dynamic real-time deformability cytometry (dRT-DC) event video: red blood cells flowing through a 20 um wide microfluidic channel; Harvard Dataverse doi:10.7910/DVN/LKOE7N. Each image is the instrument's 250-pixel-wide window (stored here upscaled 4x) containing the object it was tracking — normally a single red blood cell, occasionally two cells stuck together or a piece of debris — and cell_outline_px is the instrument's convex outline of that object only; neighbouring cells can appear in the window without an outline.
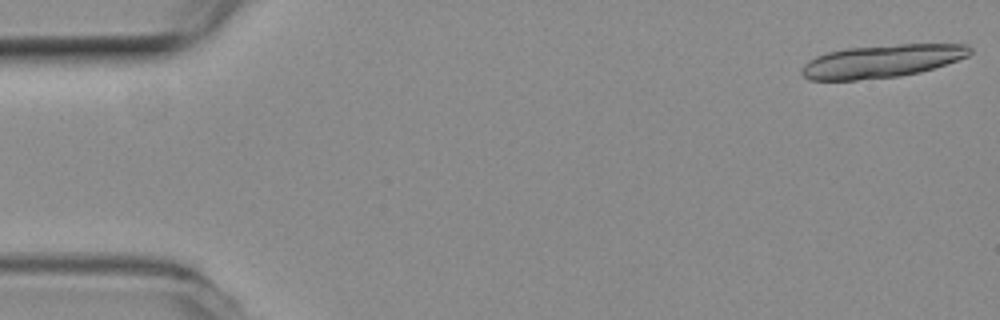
{"species": "common noctule bat (a hibernating species)", "species_latin": "Nyctalus noctula", "temperature_condition": "room temperature", "stored_images_in_passage": 7, "camera_frame_rate_fps": 3000, "um_per_image_px": 0.085, "animal": {"sex": "female", "body_mass_g": 19.3, "forearm_length_mm": 54.1}, "frame": {"image": 1, "passage_image": 1, "time_ms": 0.0, "image_size_px": [1000, 320], "cell_outline_px": [[972, 52], [968, 56], [920, 72], [900, 76], [856, 80], [808, 80], [800, 72], [804, 64], [808, 60], [816, 56], [828, 52], [848, 48], [900, 44], [968, 44], [972, 48]], "centroid_in_image_um": [74.94, 5.2], "position_along_channel_um": 10.1, "area_um2": 32.14}}
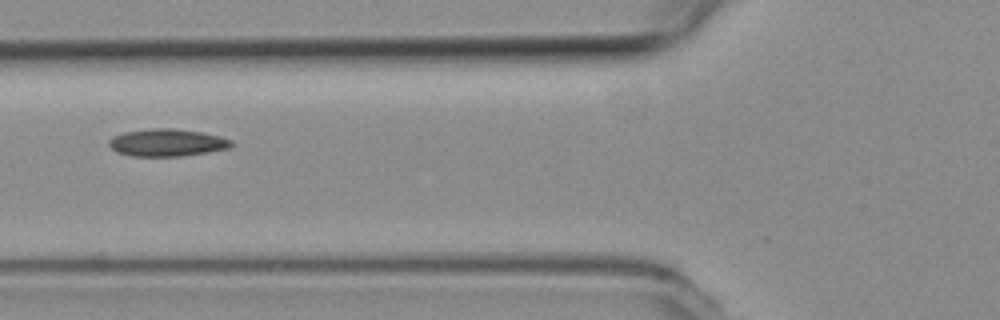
{"frame": {"image": 2, "passage_image": 7, "time_ms": 2.0, "image_size_px": [1000, 320], "cell_outline_px": [[232, 144], [228, 148], [208, 152], [180, 156], [132, 156], [116, 152], [108, 144], [108, 140], [112, 136], [124, 132], [152, 128], [172, 128], [200, 132], [220, 136], [232, 140]], "centroid_in_image_um": [14.16, 12.12], "position_along_channel_um": 111.6, "area_um2": 19.48}}